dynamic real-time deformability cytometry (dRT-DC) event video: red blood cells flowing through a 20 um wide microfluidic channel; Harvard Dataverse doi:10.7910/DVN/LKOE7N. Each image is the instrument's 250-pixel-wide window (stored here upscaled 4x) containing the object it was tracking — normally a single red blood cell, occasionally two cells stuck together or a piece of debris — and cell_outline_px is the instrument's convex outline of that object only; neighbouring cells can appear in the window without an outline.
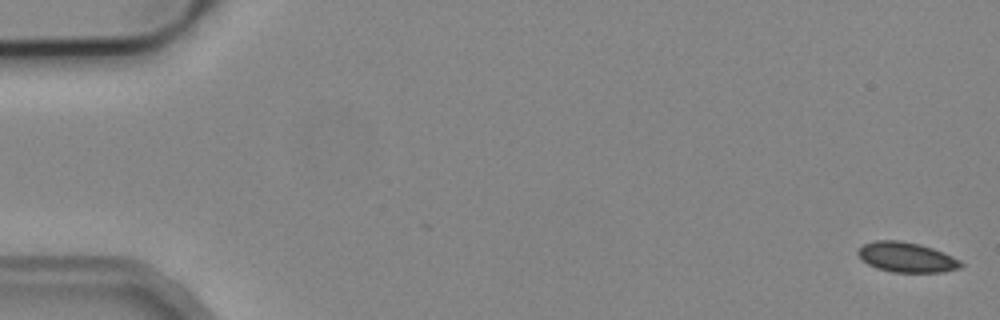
{"species": "common noctule bat (a hibernating species)", "species_latin": "Nyctalus noctula", "temperature_condition": "cold", "stored_images_in_passage": 5, "camera_frame_rate_fps": 3000, "um_per_image_px": 0.085, "animal": {"sex": "male", "body_mass_g": 19.2, "forearm_length_mm": 51.8}, "frame": {"image": 1, "passage_image": 1, "time_ms": 0.0, "image_size_px": [1000, 320], "cell_outline_px": [[964, 264], [960, 268], [944, 272], [892, 272], [876, 268], [868, 264], [856, 252], [864, 244], [876, 240], [896, 240], [920, 244], [944, 252], [960, 260]], "centroid_in_image_um": [77.09, 21.87], "position_along_channel_um": 7.9, "area_um2": 17.92}}
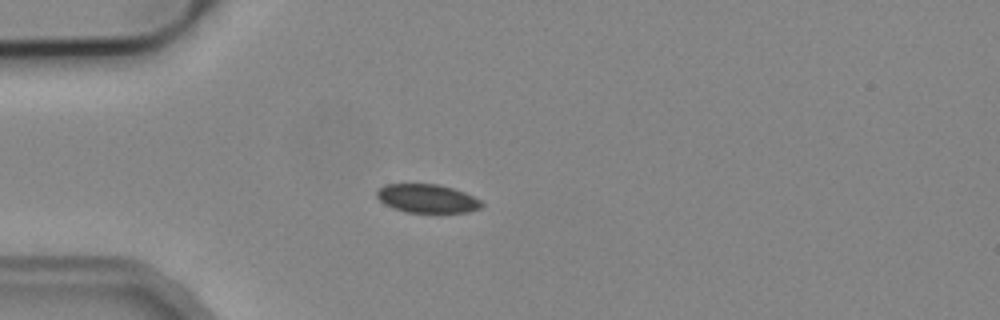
{"frame": {"image": 2, "passage_image": 5, "time_ms": 4.667, "image_size_px": [1000, 320], "cell_outline_px": [[484, 204], [480, 208], [468, 212], [408, 212], [392, 208], [384, 204], [376, 196], [376, 192], [384, 184], [436, 184], [452, 188], [464, 192], [480, 200]], "centroid_in_image_um": [36.29, 16.87], "position_along_channel_um": 48.7, "area_um2": 17.34}}